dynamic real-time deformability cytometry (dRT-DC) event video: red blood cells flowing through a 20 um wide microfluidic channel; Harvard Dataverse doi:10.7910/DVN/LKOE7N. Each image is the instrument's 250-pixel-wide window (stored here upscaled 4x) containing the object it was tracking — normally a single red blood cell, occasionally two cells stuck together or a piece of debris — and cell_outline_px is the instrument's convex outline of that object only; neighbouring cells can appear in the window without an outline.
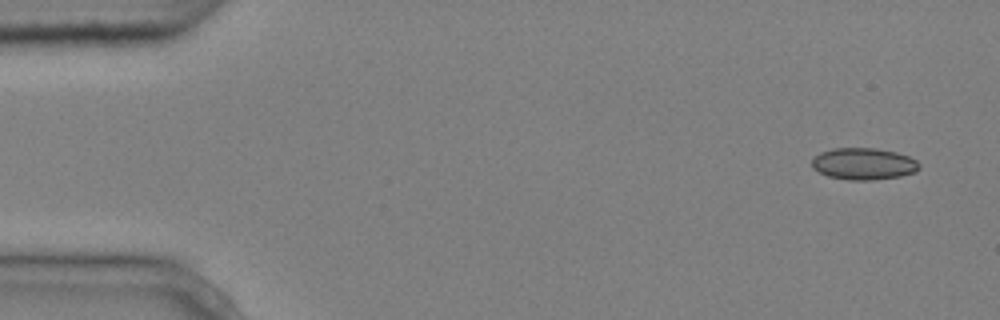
{"species": "common noctule bat (a hibernating species)", "species_latin": "Nyctalus noctula", "temperature_condition": "cold", "stored_images_in_passage": 5, "camera_frame_rate_fps": 3000, "um_per_image_px": 0.085, "animal": {"sex": "male", "body_mass_g": 20.4}, "frame": {"image": 1, "passage_image": 1, "time_ms": 0.0, "image_size_px": [1000, 320], "cell_outline_px": [[920, 168], [916, 172], [900, 176], [872, 180], [848, 180], [828, 176], [812, 168], [812, 160], [820, 152], [832, 148], [876, 148], [896, 152], [908, 156], [916, 160], [920, 164]], "centroid_in_image_um": [73.42, 13.92], "position_along_channel_um": 11.6, "area_um2": 19.94}}
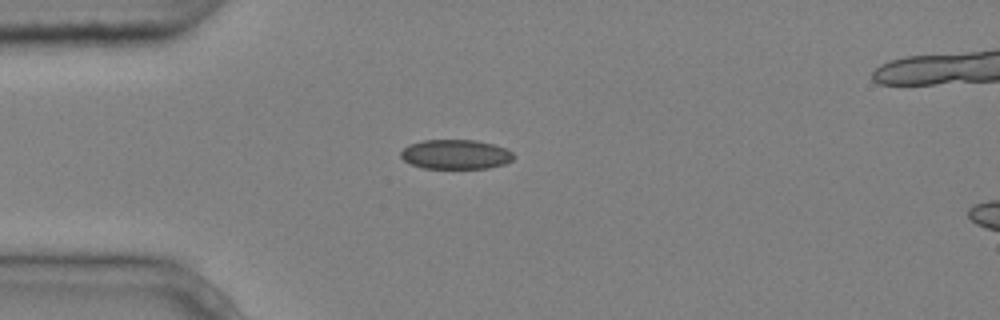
{"frame": {"image": 2, "passage_image": 4, "time_ms": 1.0, "image_size_px": [1000, 320], "cell_outline_px": [[516, 156], [512, 160], [504, 164], [488, 168], [424, 168], [412, 164], [404, 160], [400, 156], [400, 152], [408, 144], [424, 140], [476, 140], [508, 148]], "centroid_in_image_um": [38.75, 13.11], "position_along_channel_um": 46.2, "area_um2": 19.48}}